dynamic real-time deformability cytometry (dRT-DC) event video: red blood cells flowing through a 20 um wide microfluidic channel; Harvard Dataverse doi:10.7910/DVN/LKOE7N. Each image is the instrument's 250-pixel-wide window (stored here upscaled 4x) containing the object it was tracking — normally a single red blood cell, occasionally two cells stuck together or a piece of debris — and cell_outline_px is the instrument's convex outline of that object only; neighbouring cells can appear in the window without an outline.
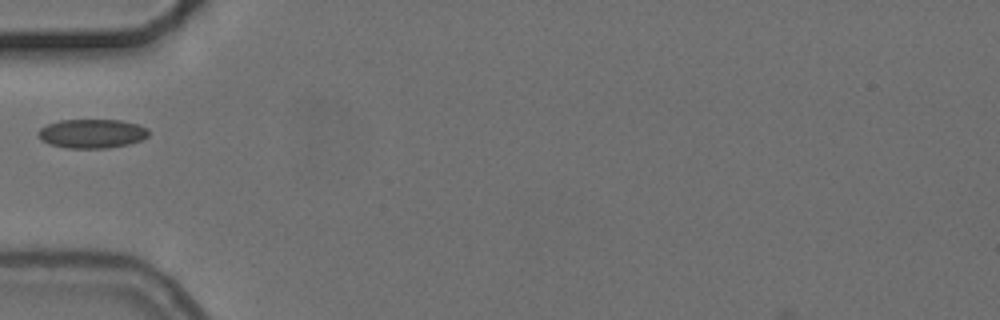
{"species": "common noctule bat (a hibernating species)", "species_latin": "Nyctalus noctula", "temperature_condition": "cold", "stored_images_in_passage": 1, "camera_frame_rate_fps": 3000, "um_per_image_px": 0.085, "animal": {"sex": "female", "body_mass_g": 24.6, "forearm_length_mm": 56.2}, "frame": {"image": 1, "passage_image": 1, "time_ms": 0.0, "image_size_px": [1000, 320], "cell_outline_px": [[148, 136], [140, 140], [128, 144], [108, 148], [68, 148], [48, 144], [40, 140], [36, 132], [40, 128], [48, 124], [60, 120], [120, 120], [136, 124], [148, 128]], "centroid_in_image_um": [7.77, 11.36], "position_along_channel_um": 77.2, "area_um2": 18.73}}